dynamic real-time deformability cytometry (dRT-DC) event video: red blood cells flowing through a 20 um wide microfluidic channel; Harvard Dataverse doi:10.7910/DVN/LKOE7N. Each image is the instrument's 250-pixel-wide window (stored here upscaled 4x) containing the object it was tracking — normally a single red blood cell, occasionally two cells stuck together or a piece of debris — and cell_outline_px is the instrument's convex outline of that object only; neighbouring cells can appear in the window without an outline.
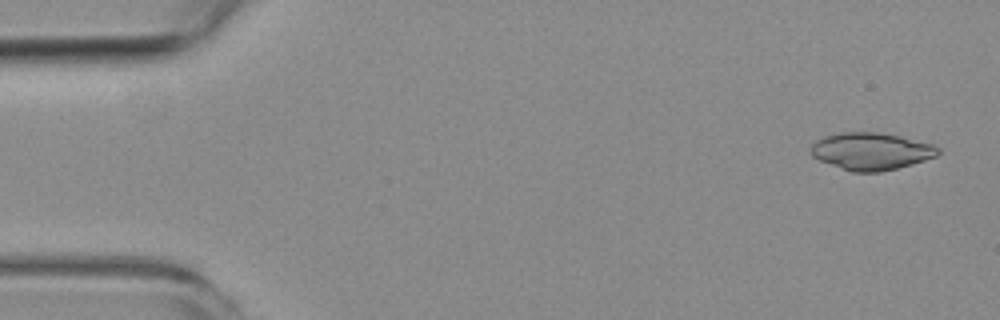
{"species": "common noctule bat (a hibernating species)", "species_latin": "Nyctalus noctula", "temperature_condition": "room temperature", "stored_images_in_passage": 6, "camera_frame_rate_fps": 3000, "um_per_image_px": 0.085, "animal": {"sex": "female", "body_mass_g": 19.3, "forearm_length_mm": 54.1}, "frame": {"image": 1, "passage_image": 1, "time_ms": 0.0, "image_size_px": [1000, 320], "cell_outline_px": [[940, 152], [936, 156], [912, 164], [880, 172], [852, 172], [820, 160], [812, 156], [808, 148], [816, 140], [824, 136], [840, 132], [880, 132], [900, 136], [932, 144], [940, 148]], "centroid_in_image_um": [74.02, 12.85], "position_along_channel_um": 11.0, "area_um2": 27.63}}